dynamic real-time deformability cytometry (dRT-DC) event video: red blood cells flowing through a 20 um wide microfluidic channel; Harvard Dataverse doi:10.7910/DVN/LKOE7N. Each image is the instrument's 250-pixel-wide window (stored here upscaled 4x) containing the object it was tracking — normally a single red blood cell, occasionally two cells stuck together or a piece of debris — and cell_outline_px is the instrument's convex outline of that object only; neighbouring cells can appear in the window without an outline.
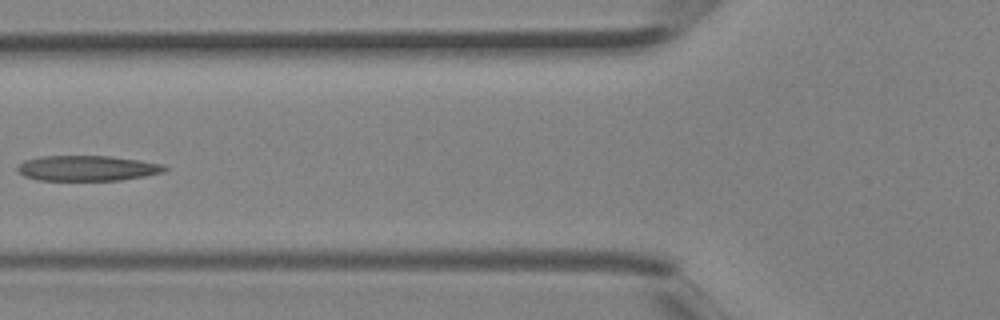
{"species": "Egyptian fruit bat (a non-hibernating species)", "species_latin": "Rousettus aegyptiacus", "temperature_condition": "room temperature", "stored_images_in_passage": 3, "camera_frame_rate_fps": 3000, "um_per_image_px": 0.085, "animal": {"sex": "female"}, "frame": {"image": 1, "passage_image": 3, "time_ms": 0.667, "image_size_px": [1000, 320], "cell_outline_px": [[168, 168], [164, 172], [144, 176], [120, 180], [36, 180], [24, 176], [16, 168], [24, 160], [40, 156], [108, 156], [140, 160], [164, 164]], "centroid_in_image_um": [7.42, 14.29], "position_along_channel_um": 118.4, "area_um2": 21.73}}